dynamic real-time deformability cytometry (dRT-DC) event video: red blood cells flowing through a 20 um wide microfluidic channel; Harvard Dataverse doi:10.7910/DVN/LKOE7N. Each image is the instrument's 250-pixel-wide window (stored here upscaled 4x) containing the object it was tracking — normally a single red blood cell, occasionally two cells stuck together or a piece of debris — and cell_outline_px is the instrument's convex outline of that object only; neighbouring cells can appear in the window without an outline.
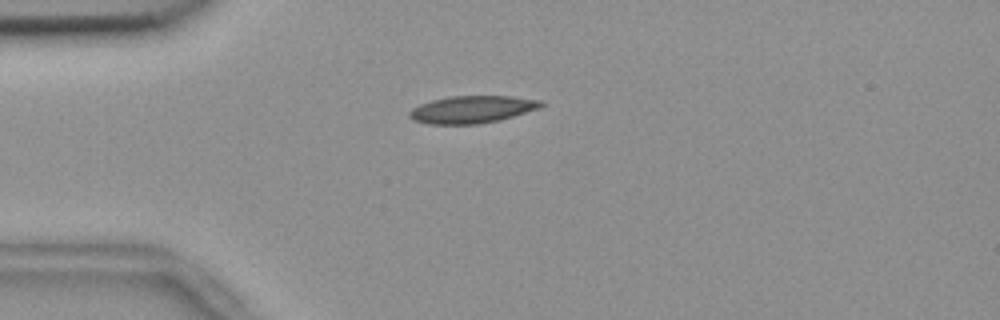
{"species": "common noctule bat (a hibernating species)", "species_latin": "Nyctalus noctula", "temperature_condition": "room temperature", "stored_images_in_passage": 55, "camera_frame_rate_fps": 3000, "um_per_image_px": 0.085, "animal": {"sex": "female", "body_mass_g": 18.4}, "frame": {"image": 1, "passage_image": 14, "time_ms": 4.333, "image_size_px": [1000, 320], "cell_outline_px": [[544, 104], [540, 108], [500, 120], [480, 124], [428, 124], [412, 120], [408, 116], [408, 112], [412, 108], [420, 104], [432, 100], [452, 96], [512, 96], [540, 100]], "centroid_in_image_um": [40.1, 9.31], "position_along_channel_um": 44.9, "area_um2": 21.04}}
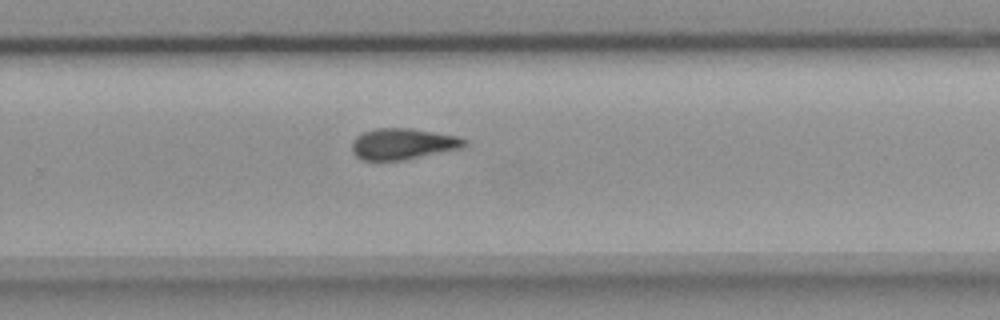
{"frame": {"image": 2, "passage_image": 36, "time_ms": 11.667, "image_size_px": [1000, 320], "cell_outline_px": [[468, 144], [464, 148], [404, 160], [360, 160], [352, 152], [352, 140], [356, 136], [364, 132], [376, 128], [412, 128], [460, 136], [468, 140]], "centroid_in_image_um": [34.29, 12.23], "position_along_channel_um": 295.5, "area_um2": 20.81}}
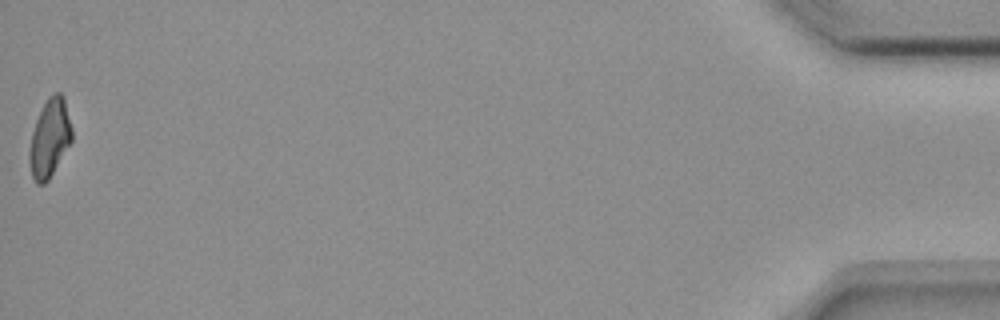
{"frame": {"image": 3, "passage_image": 55, "time_ms": 18.0, "image_size_px": [1000, 320], "cell_outline_px": [[72, 140], [48, 180], [44, 184], [36, 184], [32, 176], [28, 160], [28, 152], [32, 132], [36, 120], [48, 96], [56, 92], [60, 92], [64, 96], [72, 128]], "centroid_in_image_um": [4.21, 11.73], "position_along_channel_um": 431.0, "area_um2": 19.31}, "authors_computed_cell_mechanics": {"area_um2": 20.3456, "velocity_mm_per_s": 3.6827, "shape_relaxation_time_tau1_ms": null, "shape_relaxation_time_tau2_ms": 8.1828, "deformation_change_tau1": null, "deformation_change_tau2": 0.1667}}